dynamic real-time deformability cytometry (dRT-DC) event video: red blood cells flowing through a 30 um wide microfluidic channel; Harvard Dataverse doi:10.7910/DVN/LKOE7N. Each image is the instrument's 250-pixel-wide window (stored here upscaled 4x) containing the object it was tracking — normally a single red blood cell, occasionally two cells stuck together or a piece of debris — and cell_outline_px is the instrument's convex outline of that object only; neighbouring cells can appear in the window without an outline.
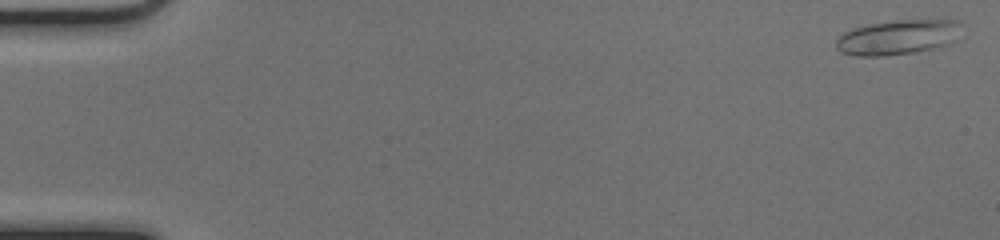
{"species": "common noctule bat (a hibernating species)", "species_latin": "Nyctalus noctula", "temperature_condition": "cold", "stored_images_in_passage": 52, "camera_frame_rate_fps": 3000, "um_per_image_px": 0.085, "animal": {"sex": "female", "body_mass_g": 17.0, "forearm_length_mm": 48.0}, "frame": {"image": 1, "passage_image": 2, "time_ms": 0.333, "image_size_px": [1000, 240], "cell_outline_px": [[960, 24], [956, 40], [948, 44], [932, 48], [912, 52], [884, 56], [856, 56], [840, 52], [836, 48], [836, 40], [844, 32], [852, 28], [868, 24], [900, 20], [956, 20]], "centroid_in_image_um": [76.26, 3.17], "position_along_channel_um": 8.7, "area_um2": 25.2}}
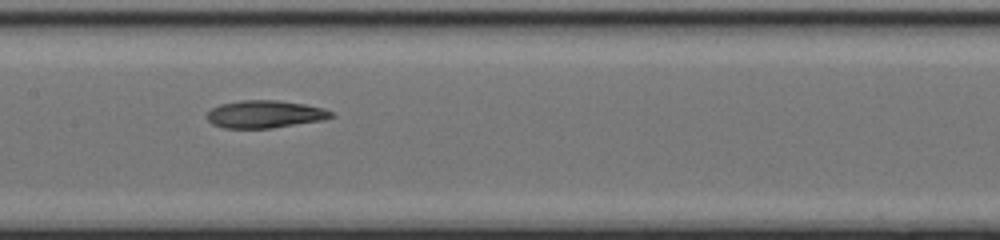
{"frame": {"image": 2, "passage_image": 27, "time_ms": 8.667, "image_size_px": [1000, 240], "cell_outline_px": [[336, 116], [320, 120], [272, 128], [224, 128], [212, 124], [208, 120], [208, 112], [212, 108], [220, 104], [240, 100], [276, 100], [304, 104], [324, 108], [332, 112]], "centroid_in_image_um": [22.51, 9.7], "position_along_channel_um": 184.9, "area_um2": 19.83}}
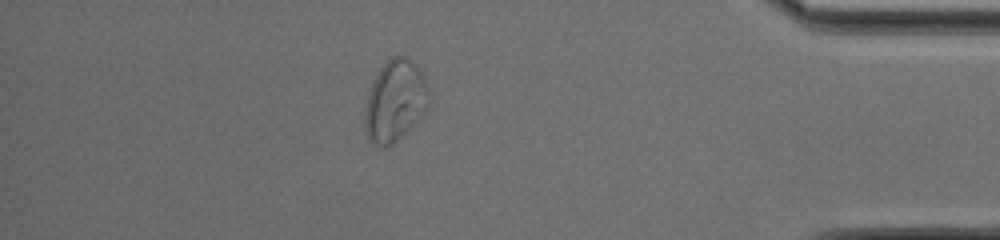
{"frame": {"image": 3, "passage_image": 46, "time_ms": 15.0, "image_size_px": [1000, 240], "cell_outline_px": [[432, 100], [428, 108], [392, 144], [384, 148], [372, 144], [368, 140], [364, 128], [364, 108], [372, 84], [380, 68], [392, 56], [404, 56], [412, 60], [416, 64], [424, 76], [428, 84], [432, 96]], "centroid_in_image_um": [33.59, 8.57], "position_along_channel_um": 401.6, "area_um2": 30.58}, "authors_computed_cell_mechanics": {"area_um2": 21.5594, "velocity_mm_per_s": 4.0203, "shape_relaxation_time_tau1_ms": null, "shape_relaxation_time_tau2_ms": 3.8067, "deformation_change_tau1": null, "deformation_change_tau2": 0.1043}}